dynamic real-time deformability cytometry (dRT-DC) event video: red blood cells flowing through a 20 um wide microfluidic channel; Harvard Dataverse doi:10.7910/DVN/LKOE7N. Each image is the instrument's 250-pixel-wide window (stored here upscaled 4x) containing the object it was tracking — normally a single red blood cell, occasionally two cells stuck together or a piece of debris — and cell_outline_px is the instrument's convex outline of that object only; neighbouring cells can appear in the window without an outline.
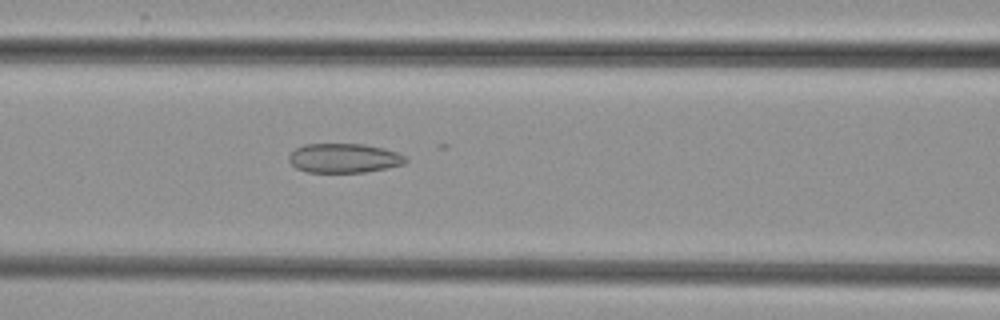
{"species": "common noctule bat (a hibernating species)", "species_latin": "Nyctalus noctula", "temperature_condition": "cold", "stored_images_in_passage": 42, "camera_frame_rate_fps": 3000, "um_per_image_px": 0.085, "animal": {"sex": "female", "body_mass_g": 29.2, "forearm_length_mm": 56.3}, "frame": {"image": 1, "passage_image": 12, "time_ms": 3.667, "image_size_px": [1000, 320], "cell_outline_px": [[408, 160], [404, 164], [388, 168], [364, 172], [308, 172], [296, 168], [288, 160], [288, 156], [296, 148], [304, 144], [364, 144], [384, 148], [408, 156]], "centroid_in_image_um": [29.27, 13.44], "position_along_channel_um": 137.3, "area_um2": 20.06}}
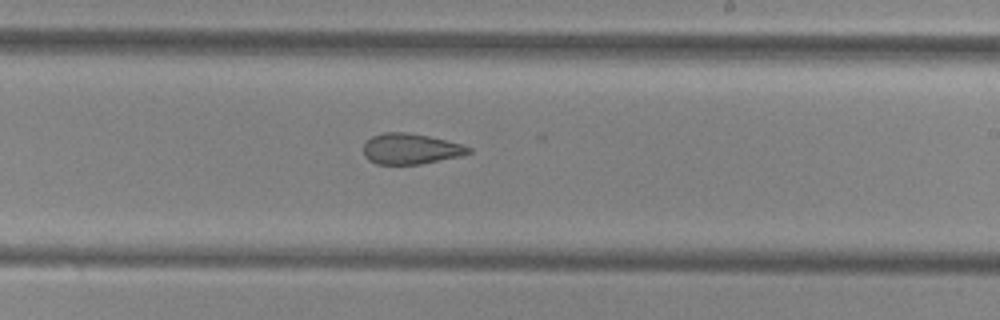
{"frame": {"image": 2, "passage_image": 21, "time_ms": 6.667, "image_size_px": [1000, 320], "cell_outline_px": [[472, 152], [464, 156], [420, 164], [376, 164], [368, 160], [364, 156], [364, 144], [372, 136], [384, 132], [408, 132], [428, 136], [460, 144], [472, 148]], "centroid_in_image_um": [34.92, 12.66], "position_along_channel_um": 254.1, "area_um2": 18.84}}
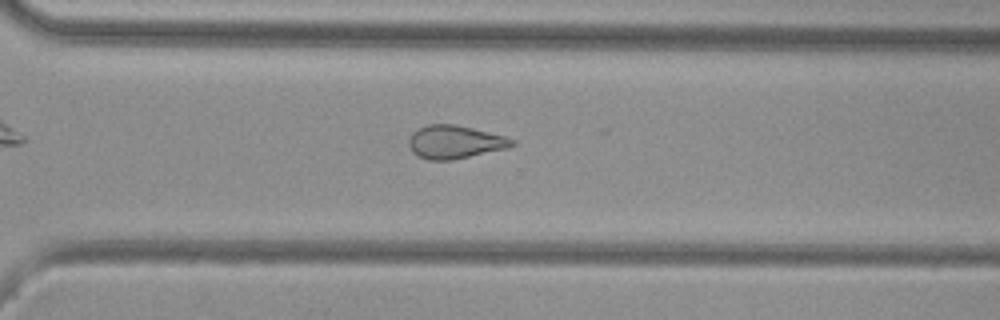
{"frame": {"image": 3, "passage_image": 27, "time_ms": 8.667, "image_size_px": [1000, 320], "cell_outline_px": [[516, 144], [508, 148], [452, 160], [428, 160], [416, 156], [412, 152], [408, 144], [408, 140], [412, 132], [428, 124], [456, 124], [504, 136], [516, 140]], "centroid_in_image_um": [38.65, 12.08], "position_along_channel_um": 332.0, "area_um2": 20.06}}